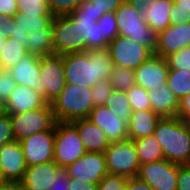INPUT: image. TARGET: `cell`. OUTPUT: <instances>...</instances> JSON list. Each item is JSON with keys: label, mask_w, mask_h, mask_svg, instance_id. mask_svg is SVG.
Instances as JSON below:
<instances>
[{"label": "cell", "mask_w": 190, "mask_h": 190, "mask_svg": "<svg viewBox=\"0 0 190 190\" xmlns=\"http://www.w3.org/2000/svg\"><path fill=\"white\" fill-rule=\"evenodd\" d=\"M62 60L66 84L89 88L109 80L114 67L108 49L67 53L62 55Z\"/></svg>", "instance_id": "cell-1"}, {"label": "cell", "mask_w": 190, "mask_h": 190, "mask_svg": "<svg viewBox=\"0 0 190 190\" xmlns=\"http://www.w3.org/2000/svg\"><path fill=\"white\" fill-rule=\"evenodd\" d=\"M9 26L11 38L26 48L28 53L39 56L53 54V16L24 15L18 12Z\"/></svg>", "instance_id": "cell-2"}, {"label": "cell", "mask_w": 190, "mask_h": 190, "mask_svg": "<svg viewBox=\"0 0 190 190\" xmlns=\"http://www.w3.org/2000/svg\"><path fill=\"white\" fill-rule=\"evenodd\" d=\"M160 143L164 159L190 165V127L178 117L160 118L153 133Z\"/></svg>", "instance_id": "cell-3"}, {"label": "cell", "mask_w": 190, "mask_h": 190, "mask_svg": "<svg viewBox=\"0 0 190 190\" xmlns=\"http://www.w3.org/2000/svg\"><path fill=\"white\" fill-rule=\"evenodd\" d=\"M92 89L85 86L66 84L60 95L51 103L57 122L71 123L88 118L95 105Z\"/></svg>", "instance_id": "cell-4"}, {"label": "cell", "mask_w": 190, "mask_h": 190, "mask_svg": "<svg viewBox=\"0 0 190 190\" xmlns=\"http://www.w3.org/2000/svg\"><path fill=\"white\" fill-rule=\"evenodd\" d=\"M118 36L144 45L153 52L157 45V33L145 22L143 14L125 0L116 10Z\"/></svg>", "instance_id": "cell-5"}, {"label": "cell", "mask_w": 190, "mask_h": 190, "mask_svg": "<svg viewBox=\"0 0 190 190\" xmlns=\"http://www.w3.org/2000/svg\"><path fill=\"white\" fill-rule=\"evenodd\" d=\"M104 156L108 173L128 179L137 177L141 164L133 140L110 143Z\"/></svg>", "instance_id": "cell-6"}, {"label": "cell", "mask_w": 190, "mask_h": 190, "mask_svg": "<svg viewBox=\"0 0 190 190\" xmlns=\"http://www.w3.org/2000/svg\"><path fill=\"white\" fill-rule=\"evenodd\" d=\"M86 153L77 129L71 123L57 122L53 161L61 168L73 164Z\"/></svg>", "instance_id": "cell-7"}, {"label": "cell", "mask_w": 190, "mask_h": 190, "mask_svg": "<svg viewBox=\"0 0 190 190\" xmlns=\"http://www.w3.org/2000/svg\"><path fill=\"white\" fill-rule=\"evenodd\" d=\"M15 141L21 140L44 130L52 129L57 121L52 105L22 113L10 114Z\"/></svg>", "instance_id": "cell-8"}, {"label": "cell", "mask_w": 190, "mask_h": 190, "mask_svg": "<svg viewBox=\"0 0 190 190\" xmlns=\"http://www.w3.org/2000/svg\"><path fill=\"white\" fill-rule=\"evenodd\" d=\"M86 51L79 25L70 15L53 17V54Z\"/></svg>", "instance_id": "cell-9"}, {"label": "cell", "mask_w": 190, "mask_h": 190, "mask_svg": "<svg viewBox=\"0 0 190 190\" xmlns=\"http://www.w3.org/2000/svg\"><path fill=\"white\" fill-rule=\"evenodd\" d=\"M108 50L114 66L134 70L154 55L150 48L122 36L111 41Z\"/></svg>", "instance_id": "cell-10"}, {"label": "cell", "mask_w": 190, "mask_h": 190, "mask_svg": "<svg viewBox=\"0 0 190 190\" xmlns=\"http://www.w3.org/2000/svg\"><path fill=\"white\" fill-rule=\"evenodd\" d=\"M178 164L166 159L140 165L137 178L154 190L177 189Z\"/></svg>", "instance_id": "cell-11"}, {"label": "cell", "mask_w": 190, "mask_h": 190, "mask_svg": "<svg viewBox=\"0 0 190 190\" xmlns=\"http://www.w3.org/2000/svg\"><path fill=\"white\" fill-rule=\"evenodd\" d=\"M54 140L55 126L21 140V148L27 167L53 161Z\"/></svg>", "instance_id": "cell-12"}, {"label": "cell", "mask_w": 190, "mask_h": 190, "mask_svg": "<svg viewBox=\"0 0 190 190\" xmlns=\"http://www.w3.org/2000/svg\"><path fill=\"white\" fill-rule=\"evenodd\" d=\"M40 79L45 84V101L52 103L66 85L62 55L40 56Z\"/></svg>", "instance_id": "cell-13"}, {"label": "cell", "mask_w": 190, "mask_h": 190, "mask_svg": "<svg viewBox=\"0 0 190 190\" xmlns=\"http://www.w3.org/2000/svg\"><path fill=\"white\" fill-rule=\"evenodd\" d=\"M69 178L98 184L108 173L104 153L86 152L73 164L64 168Z\"/></svg>", "instance_id": "cell-14"}, {"label": "cell", "mask_w": 190, "mask_h": 190, "mask_svg": "<svg viewBox=\"0 0 190 190\" xmlns=\"http://www.w3.org/2000/svg\"><path fill=\"white\" fill-rule=\"evenodd\" d=\"M40 56L27 53L19 62L9 68L16 84L33 88L45 100V84L40 79Z\"/></svg>", "instance_id": "cell-15"}, {"label": "cell", "mask_w": 190, "mask_h": 190, "mask_svg": "<svg viewBox=\"0 0 190 190\" xmlns=\"http://www.w3.org/2000/svg\"><path fill=\"white\" fill-rule=\"evenodd\" d=\"M26 169L20 142L13 141L0 147V171L5 181L19 183Z\"/></svg>", "instance_id": "cell-16"}, {"label": "cell", "mask_w": 190, "mask_h": 190, "mask_svg": "<svg viewBox=\"0 0 190 190\" xmlns=\"http://www.w3.org/2000/svg\"><path fill=\"white\" fill-rule=\"evenodd\" d=\"M190 46V23L170 24L157 34L154 54L162 58Z\"/></svg>", "instance_id": "cell-17"}, {"label": "cell", "mask_w": 190, "mask_h": 190, "mask_svg": "<svg viewBox=\"0 0 190 190\" xmlns=\"http://www.w3.org/2000/svg\"><path fill=\"white\" fill-rule=\"evenodd\" d=\"M88 119L103 130L110 143L129 139L127 122L115 116L106 105L95 106Z\"/></svg>", "instance_id": "cell-18"}, {"label": "cell", "mask_w": 190, "mask_h": 190, "mask_svg": "<svg viewBox=\"0 0 190 190\" xmlns=\"http://www.w3.org/2000/svg\"><path fill=\"white\" fill-rule=\"evenodd\" d=\"M168 65L165 58L153 55L135 69L136 84L148 91L167 83Z\"/></svg>", "instance_id": "cell-19"}, {"label": "cell", "mask_w": 190, "mask_h": 190, "mask_svg": "<svg viewBox=\"0 0 190 190\" xmlns=\"http://www.w3.org/2000/svg\"><path fill=\"white\" fill-rule=\"evenodd\" d=\"M47 104L33 88L16 84L5 103V112L10 114L22 113L42 108Z\"/></svg>", "instance_id": "cell-20"}, {"label": "cell", "mask_w": 190, "mask_h": 190, "mask_svg": "<svg viewBox=\"0 0 190 190\" xmlns=\"http://www.w3.org/2000/svg\"><path fill=\"white\" fill-rule=\"evenodd\" d=\"M61 169L54 161L28 166L19 182L20 187L48 190Z\"/></svg>", "instance_id": "cell-21"}, {"label": "cell", "mask_w": 190, "mask_h": 190, "mask_svg": "<svg viewBox=\"0 0 190 190\" xmlns=\"http://www.w3.org/2000/svg\"><path fill=\"white\" fill-rule=\"evenodd\" d=\"M71 124L77 129L86 152L104 153L110 142L98 125L88 118L78 119Z\"/></svg>", "instance_id": "cell-22"}, {"label": "cell", "mask_w": 190, "mask_h": 190, "mask_svg": "<svg viewBox=\"0 0 190 190\" xmlns=\"http://www.w3.org/2000/svg\"><path fill=\"white\" fill-rule=\"evenodd\" d=\"M70 16L79 25V30L83 34L86 51L108 49V42L102 37L101 26L98 25L94 17L81 16L73 11Z\"/></svg>", "instance_id": "cell-23"}, {"label": "cell", "mask_w": 190, "mask_h": 190, "mask_svg": "<svg viewBox=\"0 0 190 190\" xmlns=\"http://www.w3.org/2000/svg\"><path fill=\"white\" fill-rule=\"evenodd\" d=\"M160 118L152 109L132 111L127 123L128 138L137 140L153 135Z\"/></svg>", "instance_id": "cell-24"}, {"label": "cell", "mask_w": 190, "mask_h": 190, "mask_svg": "<svg viewBox=\"0 0 190 190\" xmlns=\"http://www.w3.org/2000/svg\"><path fill=\"white\" fill-rule=\"evenodd\" d=\"M152 110L163 117H177L179 111V99L167 84L161 85L157 90L148 91Z\"/></svg>", "instance_id": "cell-25"}, {"label": "cell", "mask_w": 190, "mask_h": 190, "mask_svg": "<svg viewBox=\"0 0 190 190\" xmlns=\"http://www.w3.org/2000/svg\"><path fill=\"white\" fill-rule=\"evenodd\" d=\"M174 0H151L150 6L143 13L145 22L157 34L165 30L170 24V12Z\"/></svg>", "instance_id": "cell-26"}, {"label": "cell", "mask_w": 190, "mask_h": 190, "mask_svg": "<svg viewBox=\"0 0 190 190\" xmlns=\"http://www.w3.org/2000/svg\"><path fill=\"white\" fill-rule=\"evenodd\" d=\"M140 164L164 159L160 143L154 135L133 140Z\"/></svg>", "instance_id": "cell-27"}, {"label": "cell", "mask_w": 190, "mask_h": 190, "mask_svg": "<svg viewBox=\"0 0 190 190\" xmlns=\"http://www.w3.org/2000/svg\"><path fill=\"white\" fill-rule=\"evenodd\" d=\"M105 105L115 116L128 123L132 109L126 92L114 89L107 98Z\"/></svg>", "instance_id": "cell-28"}, {"label": "cell", "mask_w": 190, "mask_h": 190, "mask_svg": "<svg viewBox=\"0 0 190 190\" xmlns=\"http://www.w3.org/2000/svg\"><path fill=\"white\" fill-rule=\"evenodd\" d=\"M166 84L180 100L190 93V71L169 70Z\"/></svg>", "instance_id": "cell-29"}, {"label": "cell", "mask_w": 190, "mask_h": 190, "mask_svg": "<svg viewBox=\"0 0 190 190\" xmlns=\"http://www.w3.org/2000/svg\"><path fill=\"white\" fill-rule=\"evenodd\" d=\"M28 53L26 48L20 46L13 38H7L6 44L0 51V59L3 68L9 69L19 62Z\"/></svg>", "instance_id": "cell-30"}, {"label": "cell", "mask_w": 190, "mask_h": 190, "mask_svg": "<svg viewBox=\"0 0 190 190\" xmlns=\"http://www.w3.org/2000/svg\"><path fill=\"white\" fill-rule=\"evenodd\" d=\"M109 82L115 90L127 92L136 84L135 70L114 66Z\"/></svg>", "instance_id": "cell-31"}, {"label": "cell", "mask_w": 190, "mask_h": 190, "mask_svg": "<svg viewBox=\"0 0 190 190\" xmlns=\"http://www.w3.org/2000/svg\"><path fill=\"white\" fill-rule=\"evenodd\" d=\"M132 111L151 110V102L148 90L137 84L133 85L127 92Z\"/></svg>", "instance_id": "cell-32"}, {"label": "cell", "mask_w": 190, "mask_h": 190, "mask_svg": "<svg viewBox=\"0 0 190 190\" xmlns=\"http://www.w3.org/2000/svg\"><path fill=\"white\" fill-rule=\"evenodd\" d=\"M19 13L24 15L52 16L47 0H17Z\"/></svg>", "instance_id": "cell-33"}, {"label": "cell", "mask_w": 190, "mask_h": 190, "mask_svg": "<svg viewBox=\"0 0 190 190\" xmlns=\"http://www.w3.org/2000/svg\"><path fill=\"white\" fill-rule=\"evenodd\" d=\"M169 70L190 71V46L165 57Z\"/></svg>", "instance_id": "cell-34"}, {"label": "cell", "mask_w": 190, "mask_h": 190, "mask_svg": "<svg viewBox=\"0 0 190 190\" xmlns=\"http://www.w3.org/2000/svg\"><path fill=\"white\" fill-rule=\"evenodd\" d=\"M48 7L53 17L70 15L83 0H47Z\"/></svg>", "instance_id": "cell-35"}, {"label": "cell", "mask_w": 190, "mask_h": 190, "mask_svg": "<svg viewBox=\"0 0 190 190\" xmlns=\"http://www.w3.org/2000/svg\"><path fill=\"white\" fill-rule=\"evenodd\" d=\"M99 26H101L102 37L110 43L118 36L117 20L115 13H105L101 18L97 20Z\"/></svg>", "instance_id": "cell-36"}, {"label": "cell", "mask_w": 190, "mask_h": 190, "mask_svg": "<svg viewBox=\"0 0 190 190\" xmlns=\"http://www.w3.org/2000/svg\"><path fill=\"white\" fill-rule=\"evenodd\" d=\"M91 89V97L95 106L105 105L107 98L114 90L109 80L97 82Z\"/></svg>", "instance_id": "cell-37"}, {"label": "cell", "mask_w": 190, "mask_h": 190, "mask_svg": "<svg viewBox=\"0 0 190 190\" xmlns=\"http://www.w3.org/2000/svg\"><path fill=\"white\" fill-rule=\"evenodd\" d=\"M16 82L10 74V70L2 68L0 70V101L4 104L8 101L10 94L15 89Z\"/></svg>", "instance_id": "cell-38"}, {"label": "cell", "mask_w": 190, "mask_h": 190, "mask_svg": "<svg viewBox=\"0 0 190 190\" xmlns=\"http://www.w3.org/2000/svg\"><path fill=\"white\" fill-rule=\"evenodd\" d=\"M127 181L128 178L107 173L106 176L97 184V190H124Z\"/></svg>", "instance_id": "cell-39"}, {"label": "cell", "mask_w": 190, "mask_h": 190, "mask_svg": "<svg viewBox=\"0 0 190 190\" xmlns=\"http://www.w3.org/2000/svg\"><path fill=\"white\" fill-rule=\"evenodd\" d=\"M13 141H15V139L13 136L10 115L8 113H4L0 116V147Z\"/></svg>", "instance_id": "cell-40"}, {"label": "cell", "mask_w": 190, "mask_h": 190, "mask_svg": "<svg viewBox=\"0 0 190 190\" xmlns=\"http://www.w3.org/2000/svg\"><path fill=\"white\" fill-rule=\"evenodd\" d=\"M97 9V20L105 13H114L125 0H90Z\"/></svg>", "instance_id": "cell-41"}, {"label": "cell", "mask_w": 190, "mask_h": 190, "mask_svg": "<svg viewBox=\"0 0 190 190\" xmlns=\"http://www.w3.org/2000/svg\"><path fill=\"white\" fill-rule=\"evenodd\" d=\"M176 182V190H190V165L178 164V176Z\"/></svg>", "instance_id": "cell-42"}, {"label": "cell", "mask_w": 190, "mask_h": 190, "mask_svg": "<svg viewBox=\"0 0 190 190\" xmlns=\"http://www.w3.org/2000/svg\"><path fill=\"white\" fill-rule=\"evenodd\" d=\"M69 188V177L67 171L62 168L57 175V179L53 181V184L48 190H68Z\"/></svg>", "instance_id": "cell-43"}, {"label": "cell", "mask_w": 190, "mask_h": 190, "mask_svg": "<svg viewBox=\"0 0 190 190\" xmlns=\"http://www.w3.org/2000/svg\"><path fill=\"white\" fill-rule=\"evenodd\" d=\"M18 11L17 0H0V14L14 17Z\"/></svg>", "instance_id": "cell-44"}, {"label": "cell", "mask_w": 190, "mask_h": 190, "mask_svg": "<svg viewBox=\"0 0 190 190\" xmlns=\"http://www.w3.org/2000/svg\"><path fill=\"white\" fill-rule=\"evenodd\" d=\"M177 117L185 122L190 120V93L179 100Z\"/></svg>", "instance_id": "cell-45"}, {"label": "cell", "mask_w": 190, "mask_h": 190, "mask_svg": "<svg viewBox=\"0 0 190 190\" xmlns=\"http://www.w3.org/2000/svg\"><path fill=\"white\" fill-rule=\"evenodd\" d=\"M75 11L81 16L94 17L97 20V9L90 0H83Z\"/></svg>", "instance_id": "cell-46"}, {"label": "cell", "mask_w": 190, "mask_h": 190, "mask_svg": "<svg viewBox=\"0 0 190 190\" xmlns=\"http://www.w3.org/2000/svg\"><path fill=\"white\" fill-rule=\"evenodd\" d=\"M171 24L190 23V12L184 10H174L171 8L170 12Z\"/></svg>", "instance_id": "cell-47"}, {"label": "cell", "mask_w": 190, "mask_h": 190, "mask_svg": "<svg viewBox=\"0 0 190 190\" xmlns=\"http://www.w3.org/2000/svg\"><path fill=\"white\" fill-rule=\"evenodd\" d=\"M68 190H97V184L92 182L80 181L79 178H69Z\"/></svg>", "instance_id": "cell-48"}, {"label": "cell", "mask_w": 190, "mask_h": 190, "mask_svg": "<svg viewBox=\"0 0 190 190\" xmlns=\"http://www.w3.org/2000/svg\"><path fill=\"white\" fill-rule=\"evenodd\" d=\"M124 190H154L150 185L141 181L137 177L128 179Z\"/></svg>", "instance_id": "cell-49"}, {"label": "cell", "mask_w": 190, "mask_h": 190, "mask_svg": "<svg viewBox=\"0 0 190 190\" xmlns=\"http://www.w3.org/2000/svg\"><path fill=\"white\" fill-rule=\"evenodd\" d=\"M12 18L13 17L0 14V35L6 39L11 38V27L9 25Z\"/></svg>", "instance_id": "cell-50"}, {"label": "cell", "mask_w": 190, "mask_h": 190, "mask_svg": "<svg viewBox=\"0 0 190 190\" xmlns=\"http://www.w3.org/2000/svg\"><path fill=\"white\" fill-rule=\"evenodd\" d=\"M128 2L143 14L150 6L151 0H128Z\"/></svg>", "instance_id": "cell-51"}, {"label": "cell", "mask_w": 190, "mask_h": 190, "mask_svg": "<svg viewBox=\"0 0 190 190\" xmlns=\"http://www.w3.org/2000/svg\"><path fill=\"white\" fill-rule=\"evenodd\" d=\"M172 7L174 10H184L190 12V0H174Z\"/></svg>", "instance_id": "cell-52"}, {"label": "cell", "mask_w": 190, "mask_h": 190, "mask_svg": "<svg viewBox=\"0 0 190 190\" xmlns=\"http://www.w3.org/2000/svg\"><path fill=\"white\" fill-rule=\"evenodd\" d=\"M0 190H20V184L16 182H7L0 184Z\"/></svg>", "instance_id": "cell-53"}, {"label": "cell", "mask_w": 190, "mask_h": 190, "mask_svg": "<svg viewBox=\"0 0 190 190\" xmlns=\"http://www.w3.org/2000/svg\"><path fill=\"white\" fill-rule=\"evenodd\" d=\"M6 44V38L5 37H2V35H0V51L3 47V45ZM2 63H1V59H0V70L2 69Z\"/></svg>", "instance_id": "cell-54"}, {"label": "cell", "mask_w": 190, "mask_h": 190, "mask_svg": "<svg viewBox=\"0 0 190 190\" xmlns=\"http://www.w3.org/2000/svg\"><path fill=\"white\" fill-rule=\"evenodd\" d=\"M5 112V104L0 101V116L3 115Z\"/></svg>", "instance_id": "cell-55"}, {"label": "cell", "mask_w": 190, "mask_h": 190, "mask_svg": "<svg viewBox=\"0 0 190 190\" xmlns=\"http://www.w3.org/2000/svg\"><path fill=\"white\" fill-rule=\"evenodd\" d=\"M20 190H42L39 188H31V187H20Z\"/></svg>", "instance_id": "cell-56"}, {"label": "cell", "mask_w": 190, "mask_h": 190, "mask_svg": "<svg viewBox=\"0 0 190 190\" xmlns=\"http://www.w3.org/2000/svg\"><path fill=\"white\" fill-rule=\"evenodd\" d=\"M4 182H5V180L3 179L2 174H1V171H0V184H2V183H4Z\"/></svg>", "instance_id": "cell-57"}]
</instances>
